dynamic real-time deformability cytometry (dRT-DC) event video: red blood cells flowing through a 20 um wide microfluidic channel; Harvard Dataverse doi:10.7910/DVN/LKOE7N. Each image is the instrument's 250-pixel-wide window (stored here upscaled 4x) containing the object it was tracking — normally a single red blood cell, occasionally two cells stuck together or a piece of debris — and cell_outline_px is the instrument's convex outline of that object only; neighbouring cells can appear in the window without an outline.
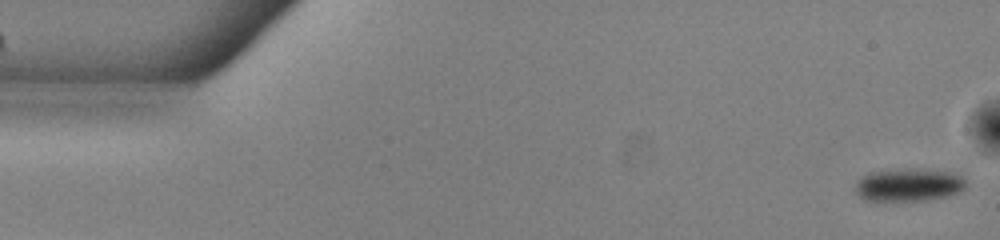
{"species": "common noctule bat (a hibernating species)", "species_latin": "Nyctalus noctula", "temperature_condition": "warm", "stored_images_in_passage": 48, "camera_frame_rate_fps": 3000, "um_per_image_px": 0.085, "animal": {"sex": "male", "body_mass_g": 13.0, "forearm_length_mm": 53.1}, "frame": {"image": 1, "passage_image": 1, "time_ms": 0.0, "image_size_px": [1000, 240], "cell_outline_px": [[964, 188], [960, 192], [928, 200], [876, 204], [864, 200], [852, 188], [868, 172], [948, 172], [960, 176], [964, 180]], "centroid_in_image_um": [77.12, 15.84], "position_along_channel_um": 7.9, "area_um2": 20.58}}
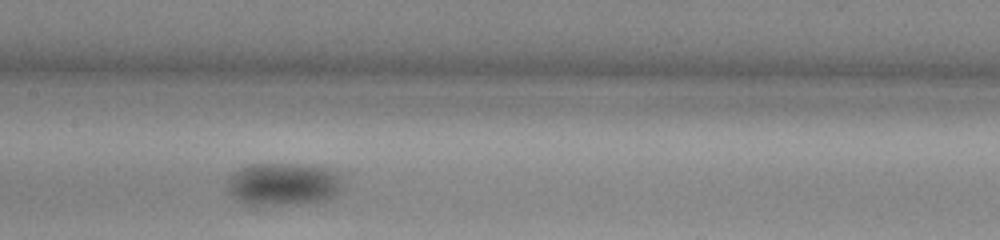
{"frame": {"image": 2, "passage_image": 25, "time_ms": 8.0, "image_size_px": [1000, 240], "cell_outline_px": [[344, 188], [340, 192], [328, 200], [316, 204], [248, 204], [224, 192], [228, 180], [232, 172], [240, 168], [252, 164], [292, 164], [324, 168], [336, 172], [340, 176]], "centroid_in_image_um": [24.09, 15.67], "position_along_channel_um": 183.3, "area_um2": 29.07}}
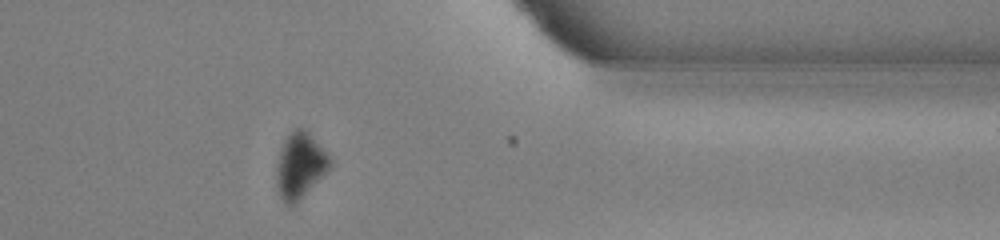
{"frame": {"image": 3, "passage_image": 42, "time_ms": 13.667, "image_size_px": [1000, 240], "cell_outline_px": [[332, 164], [292, 204], [284, 204], [280, 196], [276, 184], [276, 168], [280, 152], [284, 140], [296, 128], [300, 128], [308, 132], [332, 160]], "centroid_in_image_um": [25.45, 14.03], "position_along_channel_um": 385.9, "area_um2": 19.25}, "authors_computed_cell_mechanics": {"area_um2": 25.1719, "velocity_mm_per_s": 3.9044, "shape_relaxation_time_tau1_ms": 1.3838, "shape_relaxation_time_tau2_ms": null, "deformation_change_tau1": 0.0413, "deformation_change_tau2": null}}